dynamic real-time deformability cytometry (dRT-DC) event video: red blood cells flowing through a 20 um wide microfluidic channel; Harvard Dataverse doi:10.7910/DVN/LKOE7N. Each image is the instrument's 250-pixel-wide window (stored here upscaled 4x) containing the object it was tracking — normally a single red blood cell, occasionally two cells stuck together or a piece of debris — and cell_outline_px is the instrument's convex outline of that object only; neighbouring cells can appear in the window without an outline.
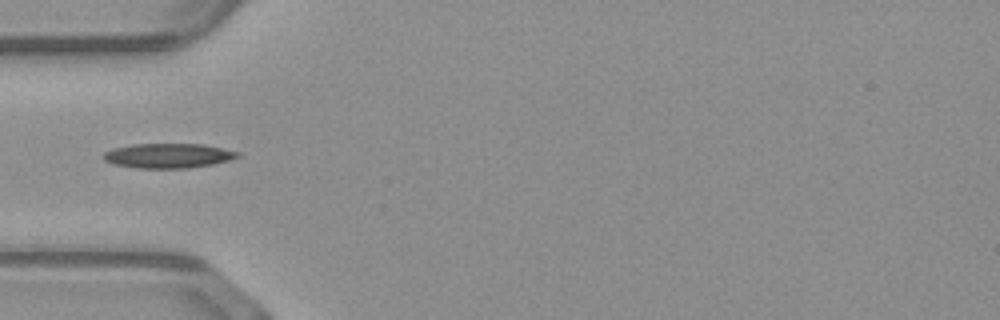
{"species": "common noctule bat (a hibernating species)", "species_latin": "Nyctalus noctula", "temperature_condition": "warm", "stored_images_in_passage": 35, "camera_frame_rate_fps": 3000, "um_per_image_px": 0.085, "animal": {"sex": "male", "body_mass_g": 23.1, "forearm_length_mm": 52.7}, "frame": {"image": 1, "passage_image": 1, "time_ms": 0.0, "image_size_px": [1000, 320], "cell_outline_px": [[240, 156], [228, 160], [212, 164], [188, 168], [140, 168], [116, 164], [104, 160], [104, 152], [112, 148], [132, 144], [204, 144], [240, 152]], "centroid_in_image_um": [14.31, 13.22], "position_along_channel_um": 70.7, "area_um2": 19.13}}
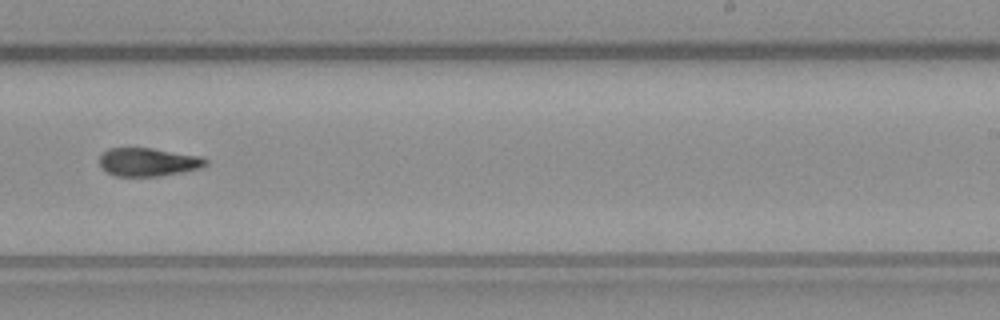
{"frame": {"image": 2, "passage_image": 16, "time_ms": 5.0, "image_size_px": [1000, 320], "cell_outline_px": [[208, 164], [200, 168], [160, 176], [116, 176], [108, 172], [100, 164], [100, 156], [108, 148], [152, 148], [200, 156], [208, 160]], "centroid_in_image_um": [12.61, 13.77], "position_along_channel_um": 276.4, "area_um2": 17.34}}
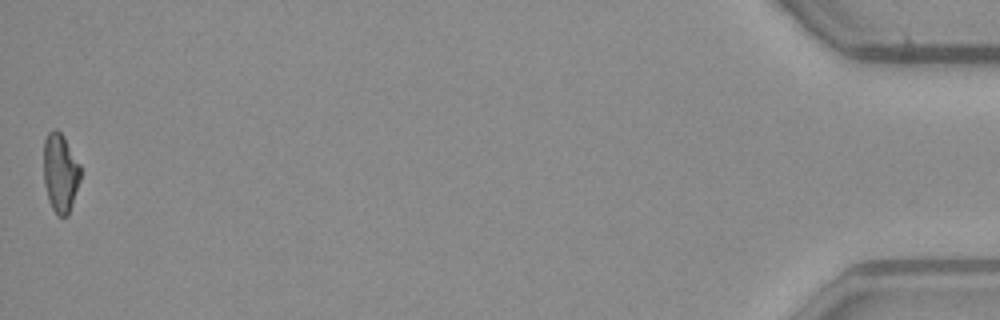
{"frame": {"image": 3, "passage_image": 35, "time_ms": 11.333, "image_size_px": [1000, 320], "cell_outline_px": [[80, 180], [68, 216], [60, 216], [52, 208], [48, 200], [44, 184], [44, 140], [48, 132], [52, 128], [56, 128], [64, 136], [80, 164]], "centroid_in_image_um": [5.12, 14.65], "position_along_channel_um": 430.1, "area_um2": 16.99}}